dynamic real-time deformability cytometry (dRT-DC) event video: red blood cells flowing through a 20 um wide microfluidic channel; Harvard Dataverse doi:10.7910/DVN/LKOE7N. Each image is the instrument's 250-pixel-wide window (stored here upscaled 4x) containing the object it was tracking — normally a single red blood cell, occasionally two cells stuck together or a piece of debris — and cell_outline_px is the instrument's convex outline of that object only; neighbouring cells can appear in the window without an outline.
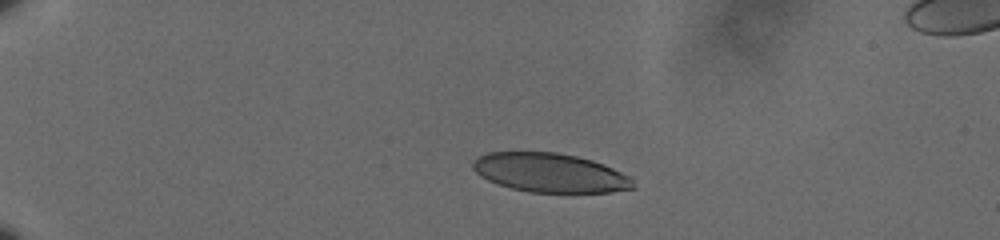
{"species": "human", "species_latin": "Homo sapiens", "temperature_condition": "cold", "stored_images_in_passage": 13, "camera_frame_rate_fps": 3000, "um_per_image_px": 0.085, "donor": {"sex": "male"}, "frame": {"image": 1, "passage_image": 6, "time_ms": 1.667, "image_size_px": [1000, 240], "cell_outline_px": [[636, 188], [612, 192], [528, 192], [512, 188], [488, 180], [480, 176], [472, 168], [472, 160], [476, 156], [488, 152], [556, 152], [576, 156], [592, 160], [604, 164], [628, 176], [632, 180]], "centroid_in_image_um": [46.72, 14.68], "position_along_channel_um": 38.3, "area_um2": 36.47}}
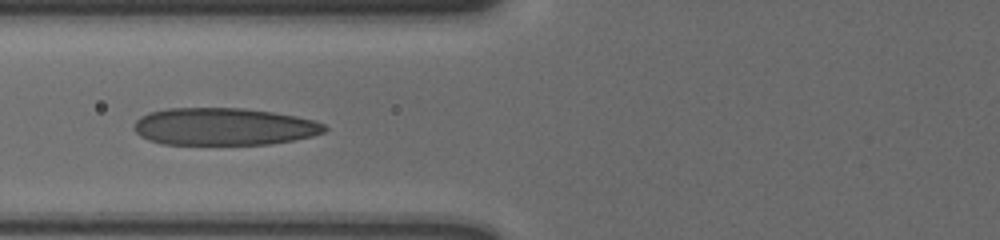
{"frame": {"image": 2, "passage_image": 11, "time_ms": 3.333, "image_size_px": [1000, 240], "cell_outline_px": [[328, 128], [324, 132], [312, 136], [272, 144], [160, 144], [148, 140], [140, 136], [132, 128], [132, 124], [140, 116], [148, 112], [168, 108], [244, 108], [272, 112], [296, 116], [316, 120], [324, 124]], "centroid_in_image_um": [18.99, 10.76], "position_along_channel_um": 106.8, "area_um2": 41.79}}
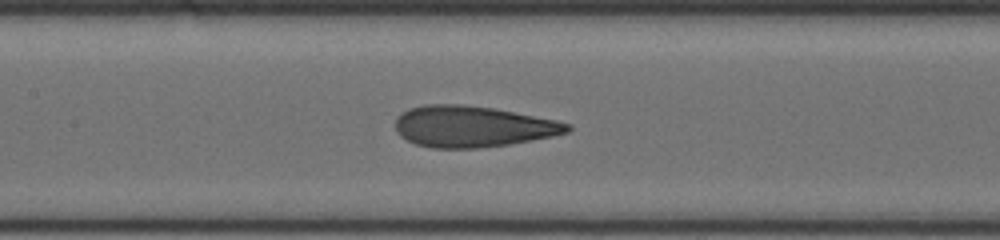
{"frame": {"image": 3, "passage_image": 13, "time_ms": 4.0, "image_size_px": [1000, 240], "cell_outline_px": [[572, 128], [568, 132], [552, 136], [532, 140], [508, 144], [476, 148], [432, 148], [416, 144], [400, 136], [396, 132], [396, 116], [400, 112], [408, 108], [424, 104], [464, 104], [492, 108], [556, 120], [572, 124]], "centroid_in_image_um": [40.13, 10.74], "position_along_channel_um": 167.3, "area_um2": 41.33}}